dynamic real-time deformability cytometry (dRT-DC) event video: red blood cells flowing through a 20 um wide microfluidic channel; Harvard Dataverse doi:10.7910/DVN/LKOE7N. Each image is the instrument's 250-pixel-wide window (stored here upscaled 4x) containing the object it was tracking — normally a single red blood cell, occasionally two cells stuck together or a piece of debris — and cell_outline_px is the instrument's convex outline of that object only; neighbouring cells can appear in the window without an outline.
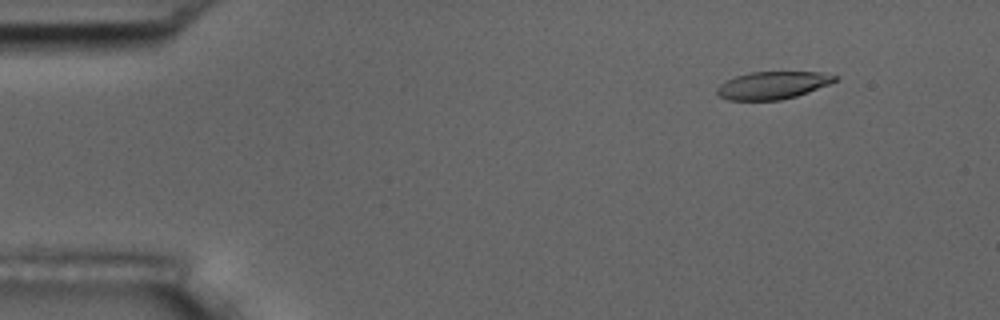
{"species": "common noctule bat (a hibernating species)", "species_latin": "Nyctalus noctula", "temperature_condition": "room temperature", "stored_images_in_passage": 5, "camera_frame_rate_fps": 3000, "um_per_image_px": 0.085, "animal": {"sex": "male", "body_mass_g": 17.5, "forearm_length_mm": 52.3}, "frame": {"image": 1, "passage_image": 2, "time_ms": 1.333, "image_size_px": [1000, 320], "cell_outline_px": [[840, 76], [836, 80], [828, 84], [808, 92], [796, 96], [780, 100], [728, 100], [720, 96], [716, 92], [716, 88], [720, 84], [736, 76], [752, 72], [820, 72]], "centroid_in_image_um": [65.68, 7.25], "position_along_channel_um": 19.3, "area_um2": 18.79}}
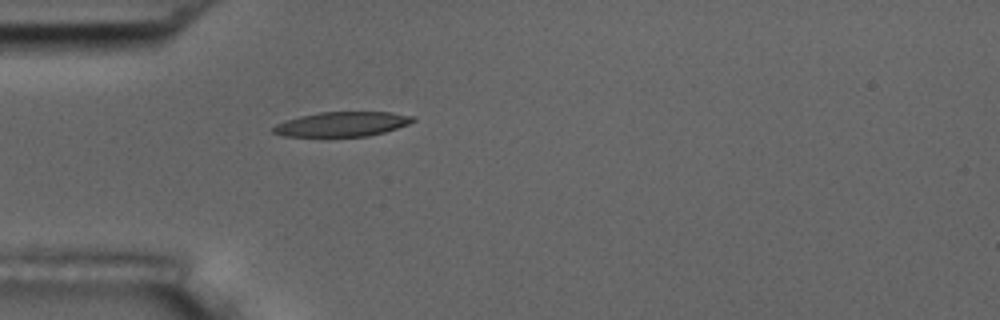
{"frame": {"image": 2, "passage_image": 5, "time_ms": 4.667, "image_size_px": [1000, 320], "cell_outline_px": [[416, 120], [408, 124], [384, 132], [368, 136], [284, 136], [272, 132], [272, 128], [276, 124], [284, 120], [300, 116], [320, 112], [392, 112], [416, 116]], "centroid_in_image_um": [29.09, 10.54], "position_along_channel_um": 55.9, "area_um2": 20.06}}